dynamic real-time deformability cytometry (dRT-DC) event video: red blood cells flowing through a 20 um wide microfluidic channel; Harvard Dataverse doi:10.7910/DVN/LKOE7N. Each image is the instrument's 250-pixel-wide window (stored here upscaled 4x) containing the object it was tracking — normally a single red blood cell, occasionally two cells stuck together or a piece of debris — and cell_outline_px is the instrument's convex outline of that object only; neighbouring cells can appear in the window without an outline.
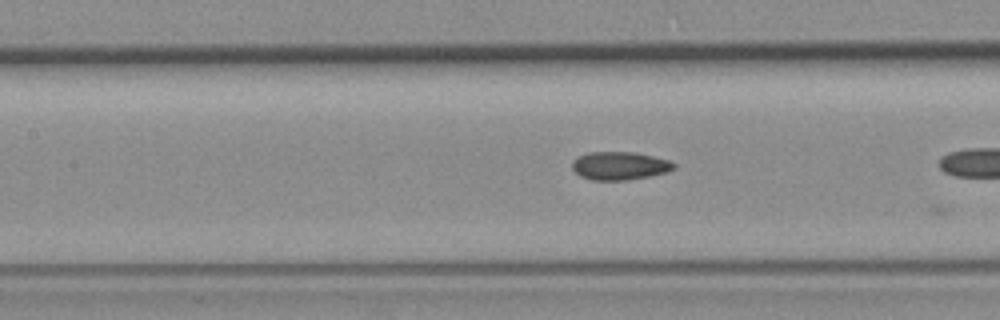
{"species": "common noctule bat (a hibernating species)", "species_latin": "Nyctalus noctula", "temperature_condition": "room temperature", "stored_images_in_passage": 22, "camera_frame_rate_fps": 3000, "um_per_image_px": 0.085, "animal": {"sex": "female", "body_mass_g": 19.3, "forearm_length_mm": 54.1}, "frame": {"image": 1, "passage_image": 20, "time_ms": 6.333, "image_size_px": [1000, 320], "cell_outline_px": [[676, 168], [668, 172], [628, 180], [592, 180], [580, 176], [572, 168], [572, 160], [576, 156], [588, 152], [636, 152], [668, 160], [676, 164]], "centroid_in_image_um": [52.65, 14.08], "position_along_channel_um": 154.7, "area_um2": 16.82}}